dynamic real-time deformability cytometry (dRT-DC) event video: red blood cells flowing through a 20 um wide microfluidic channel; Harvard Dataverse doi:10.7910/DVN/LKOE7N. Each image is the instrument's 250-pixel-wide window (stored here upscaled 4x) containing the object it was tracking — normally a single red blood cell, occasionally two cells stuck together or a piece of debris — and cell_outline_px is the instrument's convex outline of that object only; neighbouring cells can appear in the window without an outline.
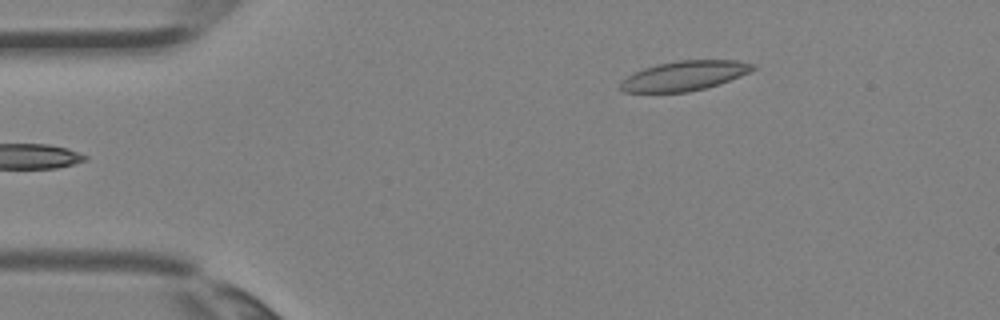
{"species": "Egyptian fruit bat (a non-hibernating species)", "species_latin": "Rousettus aegyptiacus", "temperature_condition": "room temperature", "stored_images_in_passage": 3, "camera_frame_rate_fps": 3000, "um_per_image_px": 0.085, "animal": {"sex": "female"}, "frame": {"image": 1, "passage_image": 3, "time_ms": 0.667, "image_size_px": [1000, 320], "cell_outline_px": [[756, 68], [740, 76], [704, 88], [688, 92], [620, 92], [620, 80], [644, 68], [656, 64], [680, 60], [736, 60], [756, 64]], "centroid_in_image_um": [58.15, 6.43], "position_along_channel_um": 26.9, "area_um2": 22.72}}